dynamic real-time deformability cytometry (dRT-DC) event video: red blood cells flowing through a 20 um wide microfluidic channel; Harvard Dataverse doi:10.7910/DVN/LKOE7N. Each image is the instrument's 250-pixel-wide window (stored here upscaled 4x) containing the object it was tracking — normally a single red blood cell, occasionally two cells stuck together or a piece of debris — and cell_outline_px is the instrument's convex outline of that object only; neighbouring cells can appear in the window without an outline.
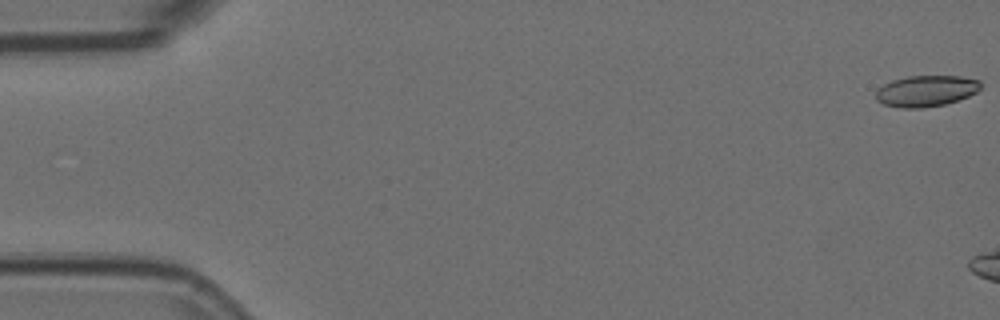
{"species": "Egyptian fruit bat (a non-hibernating species)", "species_latin": "Rousettus aegyptiacus", "temperature_condition": "room temperature", "stored_images_in_passage": 6, "camera_frame_rate_fps": 3000, "um_per_image_px": 0.085, "animal": {"sex": "female"}, "frame": {"image": 1, "passage_image": 1, "time_ms": 0.0, "image_size_px": [1000, 320], "cell_outline_px": [[980, 88], [976, 92], [960, 100], [944, 104], [924, 108], [900, 108], [884, 104], [876, 100], [876, 88], [892, 80], [908, 76], [960, 76], [980, 80]], "centroid_in_image_um": [78.7, 7.73], "position_along_channel_um": 6.3, "area_um2": 19.13}}